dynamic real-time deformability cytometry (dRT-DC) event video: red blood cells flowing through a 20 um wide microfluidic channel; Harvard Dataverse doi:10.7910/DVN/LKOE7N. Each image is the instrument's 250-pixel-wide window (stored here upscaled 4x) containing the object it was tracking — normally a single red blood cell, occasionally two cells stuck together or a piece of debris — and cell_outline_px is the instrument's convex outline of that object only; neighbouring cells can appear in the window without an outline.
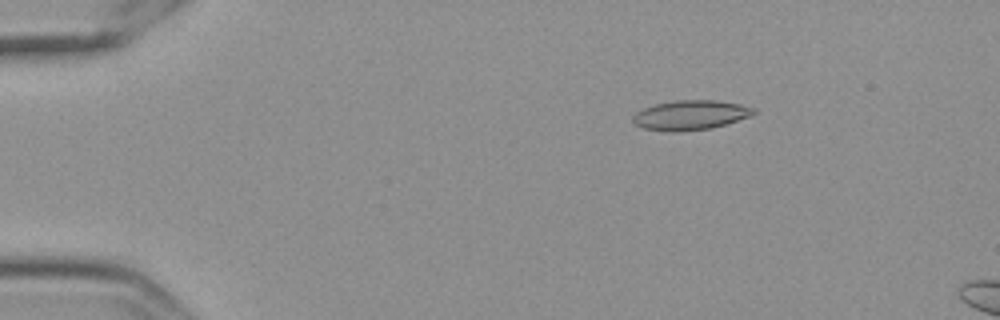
{"species": "Egyptian fruit bat (a non-hibernating species)", "species_latin": "Rousettus aegyptiacus", "temperature_condition": "cold", "stored_images_in_passage": 52, "camera_frame_rate_fps": 3000, "um_per_image_px": 0.085, "frame": {"image": 1, "passage_image": 4, "time_ms": 1.0, "image_size_px": [1000, 320], "cell_outline_px": [[756, 112], [748, 116], [712, 128], [680, 132], [668, 132], [644, 128], [636, 124], [632, 120], [632, 116], [636, 112], [644, 108], [656, 104], [676, 100], [716, 100], [740, 104], [756, 108]], "centroid_in_image_um": [58.66, 9.78], "position_along_channel_um": 26.3, "area_um2": 20.75}}
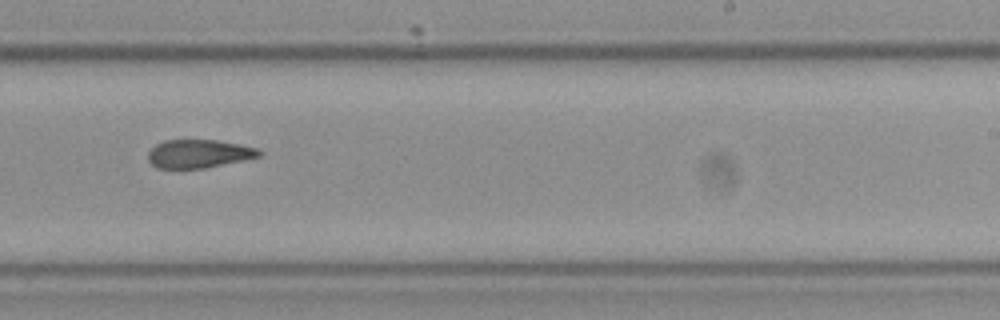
{"frame": {"image": 2, "passage_image": 31, "time_ms": 10.0, "image_size_px": [1000, 320], "cell_outline_px": [[264, 152], [260, 156], [244, 160], [204, 168], [156, 168], [148, 160], [148, 152], [156, 144], [164, 140], [216, 140], [240, 144], [260, 148]], "centroid_in_image_um": [16.93, 13.06], "position_along_channel_um": 272.1, "area_um2": 18.44}}
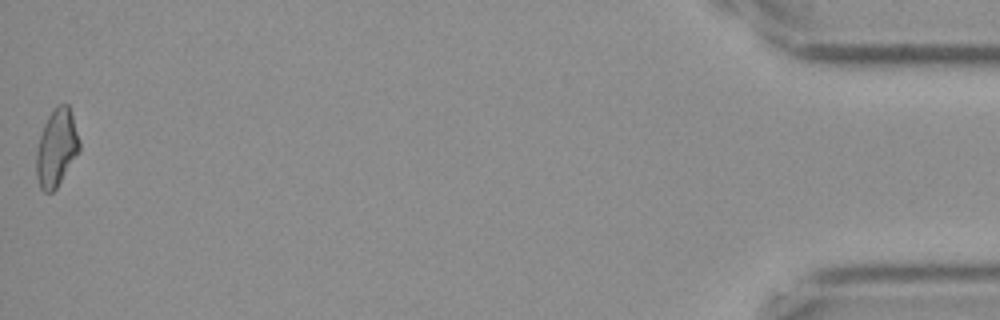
{"frame": {"image": 3, "passage_image": 52, "time_ms": 17.0, "image_size_px": [1000, 320], "cell_outline_px": [[80, 152], [56, 188], [52, 192], [44, 192], [40, 188], [36, 176], [36, 152], [40, 136], [44, 124], [48, 116], [56, 104], [68, 104], [80, 140]], "centroid_in_image_um": [4.81, 12.57], "position_along_channel_um": 430.4, "area_um2": 19.48}, "authors_computed_cell_mechanics": {"area_um2": 19.6231, "velocity_mm_per_s": 3.5537, "shape_relaxation_time_tau1_ms": null, "shape_relaxation_time_tau2_ms": 4.1229, "deformation_change_tau1": null, "deformation_change_tau2": 0.1093}}